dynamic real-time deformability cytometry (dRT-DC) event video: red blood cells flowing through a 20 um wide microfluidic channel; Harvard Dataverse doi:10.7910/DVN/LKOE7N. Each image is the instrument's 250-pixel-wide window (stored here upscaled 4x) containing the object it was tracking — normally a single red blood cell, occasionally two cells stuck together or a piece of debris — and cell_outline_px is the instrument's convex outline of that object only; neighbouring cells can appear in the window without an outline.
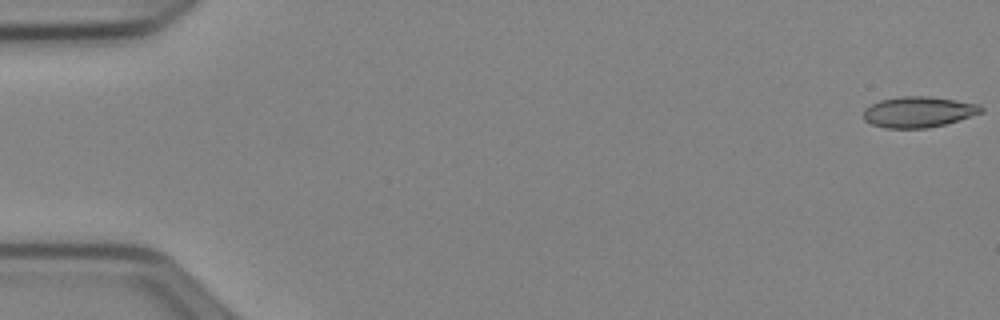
{"species": "Egyptian fruit bat (a non-hibernating species)", "species_latin": "Rousettus aegyptiacus", "temperature_condition": "cold", "stored_images_in_passage": 52, "camera_frame_rate_fps": 3000, "um_per_image_px": 0.085, "animal": {"sex": "female"}, "frame": {"image": 1, "passage_image": 1, "time_ms": 0.0, "image_size_px": [1000, 320], "cell_outline_px": [[984, 112], [944, 124], [928, 128], [884, 128], [872, 124], [864, 120], [864, 108], [880, 100], [900, 96], [928, 96], [956, 100], [980, 104], [984, 108]], "centroid_in_image_um": [78.08, 9.51], "position_along_channel_um": 6.9, "area_um2": 21.15}}
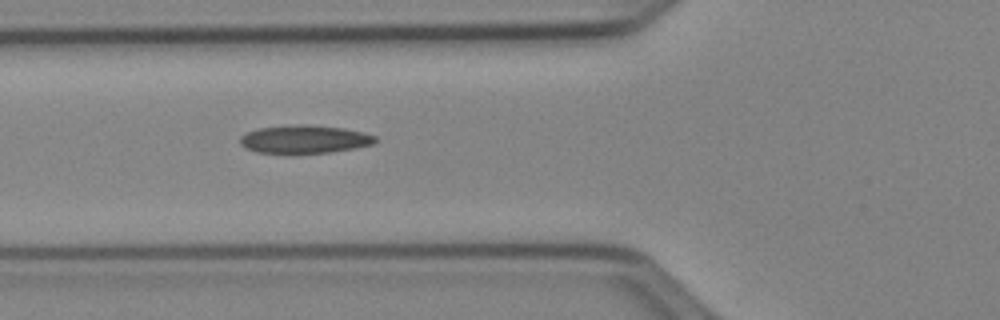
{"frame": {"image": 2, "passage_image": 20, "time_ms": 6.333, "image_size_px": [1000, 320], "cell_outline_px": [[376, 140], [372, 144], [356, 148], [328, 152], [256, 152], [244, 148], [240, 144], [240, 136], [248, 132], [260, 128], [296, 124], [300, 124], [344, 128], [364, 132], [376, 136]], "centroid_in_image_um": [25.88, 11.82], "position_along_channel_um": 99.9, "area_um2": 21.79}}
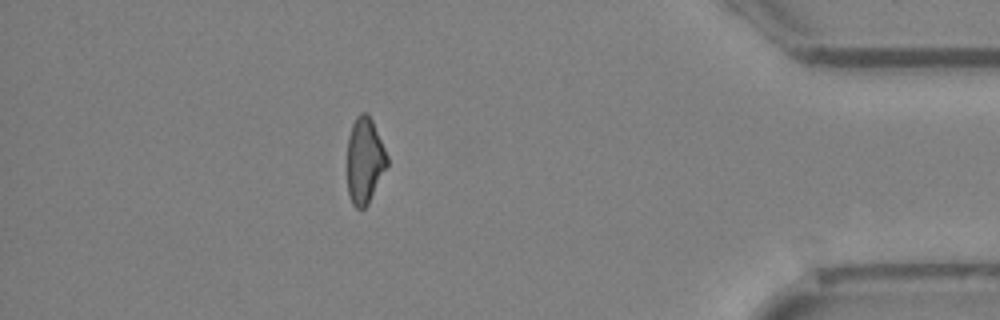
{"frame": {"image": 3, "passage_image": 46, "time_ms": 15.0, "image_size_px": [1000, 320], "cell_outline_px": [[388, 164], [368, 204], [364, 208], [356, 208], [352, 204], [348, 192], [348, 136], [352, 124], [356, 116], [360, 112], [368, 112], [372, 120], [388, 156]], "centroid_in_image_um": [31.0, 13.62], "position_along_channel_um": 404.2, "area_um2": 19.94}, "authors_computed_cell_mechanics": {"area_um2": 21.2126, "velocity_mm_per_s": 3.9903, "shape_relaxation_time_tau1_ms": 10.9432, "shape_relaxation_time_tau2_ms": 3.3277, "deformation_change_tau1": 0.2066, "deformation_change_tau2": 0.1086}}